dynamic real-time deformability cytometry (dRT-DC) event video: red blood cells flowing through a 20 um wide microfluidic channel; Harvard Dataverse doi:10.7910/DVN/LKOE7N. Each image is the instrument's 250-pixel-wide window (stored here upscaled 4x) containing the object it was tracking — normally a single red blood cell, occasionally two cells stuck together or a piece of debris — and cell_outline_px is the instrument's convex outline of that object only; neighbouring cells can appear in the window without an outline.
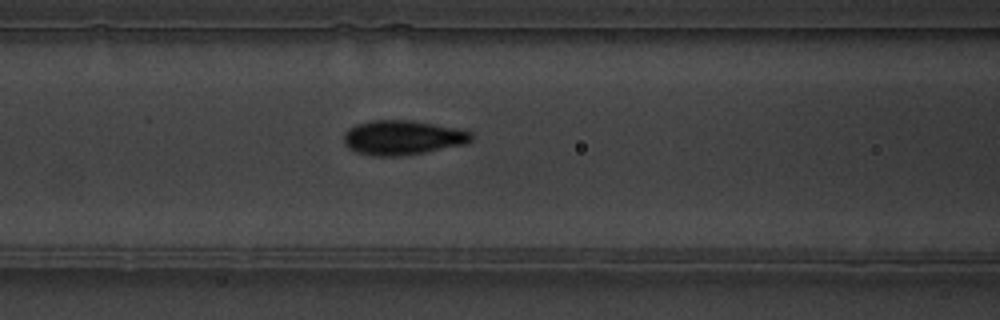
{"species": "common noctule bat (a hibernating species)", "species_latin": "Nyctalus noctula", "temperature_condition": "warm", "stored_images_in_passage": 4, "camera_frame_rate_fps": 3000, "um_per_image_px": 0.085, "animal": {"sex": "male", "body_mass_g": 19.5, "forearm_length_mm": 54.6}, "frame": {"image": 1, "passage_image": 4, "time_ms": 1.0, "image_size_px": [1000, 320], "cell_outline_px": [[472, 140], [464, 144], [424, 152], [400, 156], [372, 156], [356, 152], [348, 148], [344, 144], [344, 132], [348, 128], [356, 124], [372, 120], [412, 120], [472, 132]], "centroid_in_image_um": [34.15, 11.7], "position_along_channel_um": 132.5, "area_um2": 25.49}}